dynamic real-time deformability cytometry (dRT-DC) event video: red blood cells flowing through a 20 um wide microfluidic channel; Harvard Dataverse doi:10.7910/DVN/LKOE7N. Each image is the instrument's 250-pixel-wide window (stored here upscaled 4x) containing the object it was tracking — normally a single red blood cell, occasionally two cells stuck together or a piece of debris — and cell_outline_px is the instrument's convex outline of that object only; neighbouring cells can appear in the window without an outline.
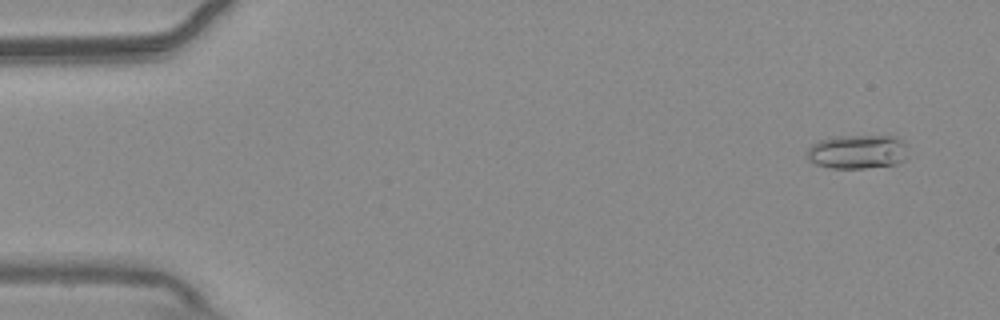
{"species": "common noctule bat (a hibernating species)", "species_latin": "Nyctalus noctula", "temperature_condition": "warm", "stored_images_in_passage": 55, "camera_frame_rate_fps": 3000, "um_per_image_px": 0.085, "animal": {"sex": "male", "body_mass_g": 20.4}, "frame": {"image": 1, "passage_image": 4, "time_ms": 1.0, "image_size_px": [1000, 320], "cell_outline_px": [[908, 156], [904, 160], [896, 164], [864, 168], [832, 168], [816, 164], [808, 160], [804, 152], [812, 144], [820, 140], [836, 136], [896, 136], [904, 140]], "centroid_in_image_um": [72.88, 12.89], "position_along_channel_um": 12.1, "area_um2": 20.29}}
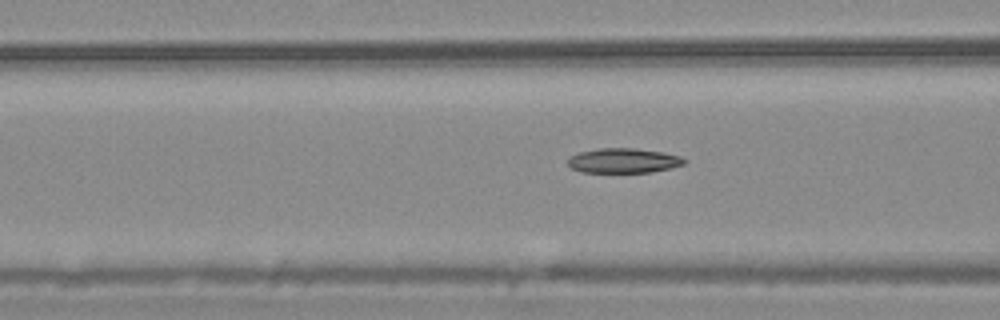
{"frame": {"image": 2, "passage_image": 22, "time_ms": 7.0, "image_size_px": [1000, 320], "cell_outline_px": [[688, 160], [684, 164], [672, 168], [652, 172], [580, 172], [572, 168], [568, 164], [568, 156], [580, 152], [596, 148], [632, 148], [664, 152], [680, 156]], "centroid_in_image_um": [53.0, 13.65], "position_along_channel_um": 113.6, "area_um2": 16.94}}
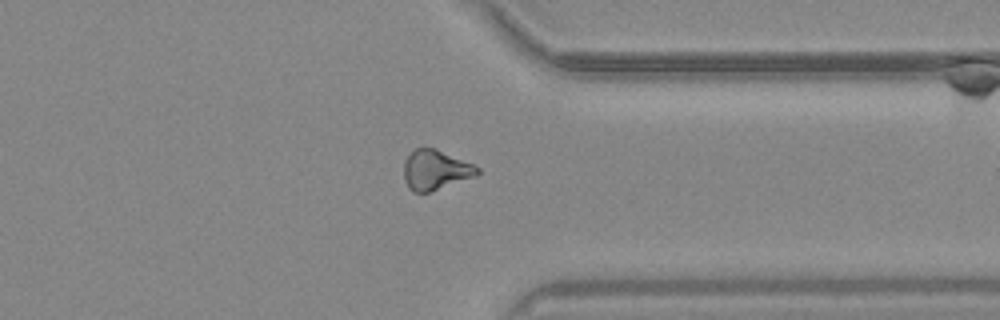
{"frame": {"image": 3, "passage_image": 43, "time_ms": 14.0, "image_size_px": [1000, 320], "cell_outline_px": [[480, 172], [476, 176], [428, 192], [412, 192], [408, 188], [404, 180], [404, 160], [416, 148], [436, 148], [472, 164], [480, 168]], "centroid_in_image_um": [37.0, 14.45], "position_along_channel_um": 374.4, "area_um2": 16.94}, "authors_computed_cell_mechanics": {"area_um2": 17.2822, "velocity_mm_per_s": 3.7558, "shape_relaxation_time_tau1_ms": 4.7152, "shape_relaxation_time_tau2_ms": null, "deformation_change_tau1": 0.1057, "deformation_change_tau2": null}}